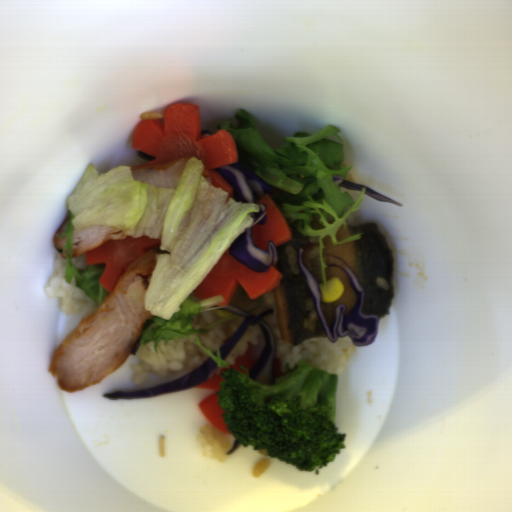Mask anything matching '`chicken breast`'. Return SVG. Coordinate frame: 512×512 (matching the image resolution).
<instances>
[{
    "instance_id": "3",
    "label": "chicken breast",
    "mask_w": 512,
    "mask_h": 512,
    "mask_svg": "<svg viewBox=\"0 0 512 512\" xmlns=\"http://www.w3.org/2000/svg\"><path fill=\"white\" fill-rule=\"evenodd\" d=\"M69 218H70V215L65 217L62 224L60 225V227L56 231L55 235L51 239V243H52L53 247L57 250V252H58L59 256L62 258V260H65V258H66L65 252H64V247H65L67 238H66V236L61 238V236L65 230V227L67 225Z\"/></svg>"
},
{
    "instance_id": "1",
    "label": "chicken breast",
    "mask_w": 512,
    "mask_h": 512,
    "mask_svg": "<svg viewBox=\"0 0 512 512\" xmlns=\"http://www.w3.org/2000/svg\"><path fill=\"white\" fill-rule=\"evenodd\" d=\"M156 249L139 256L53 352L49 372L62 391L77 393L102 383L130 356L152 314L145 308Z\"/></svg>"
},
{
    "instance_id": "2",
    "label": "chicken breast",
    "mask_w": 512,
    "mask_h": 512,
    "mask_svg": "<svg viewBox=\"0 0 512 512\" xmlns=\"http://www.w3.org/2000/svg\"><path fill=\"white\" fill-rule=\"evenodd\" d=\"M127 233L115 226H89L83 230L72 229L70 251L72 258L101 246L107 240L124 239Z\"/></svg>"
}]
</instances>
